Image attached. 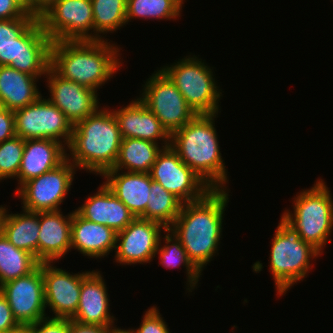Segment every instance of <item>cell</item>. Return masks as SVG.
Segmentation results:
<instances>
[{
  "instance_id": "22",
  "label": "cell",
  "mask_w": 333,
  "mask_h": 333,
  "mask_svg": "<svg viewBox=\"0 0 333 333\" xmlns=\"http://www.w3.org/2000/svg\"><path fill=\"white\" fill-rule=\"evenodd\" d=\"M67 159V148L52 139L25 140L16 190L28 180L43 175Z\"/></svg>"
},
{
  "instance_id": "19",
  "label": "cell",
  "mask_w": 333,
  "mask_h": 333,
  "mask_svg": "<svg viewBox=\"0 0 333 333\" xmlns=\"http://www.w3.org/2000/svg\"><path fill=\"white\" fill-rule=\"evenodd\" d=\"M109 302L103 275L97 269L89 271L82 278L78 309L71 319L80 324L113 327L117 319L110 314Z\"/></svg>"
},
{
  "instance_id": "2",
  "label": "cell",
  "mask_w": 333,
  "mask_h": 333,
  "mask_svg": "<svg viewBox=\"0 0 333 333\" xmlns=\"http://www.w3.org/2000/svg\"><path fill=\"white\" fill-rule=\"evenodd\" d=\"M120 48L106 39L53 41L50 67L62 78L98 91L123 66Z\"/></svg>"
},
{
  "instance_id": "35",
  "label": "cell",
  "mask_w": 333,
  "mask_h": 333,
  "mask_svg": "<svg viewBox=\"0 0 333 333\" xmlns=\"http://www.w3.org/2000/svg\"><path fill=\"white\" fill-rule=\"evenodd\" d=\"M16 18H38V16L30 13L21 0H0V20Z\"/></svg>"
},
{
  "instance_id": "23",
  "label": "cell",
  "mask_w": 333,
  "mask_h": 333,
  "mask_svg": "<svg viewBox=\"0 0 333 333\" xmlns=\"http://www.w3.org/2000/svg\"><path fill=\"white\" fill-rule=\"evenodd\" d=\"M117 233L106 225L90 222L72 212L71 249L88 258L102 259L116 248Z\"/></svg>"
},
{
  "instance_id": "11",
  "label": "cell",
  "mask_w": 333,
  "mask_h": 333,
  "mask_svg": "<svg viewBox=\"0 0 333 333\" xmlns=\"http://www.w3.org/2000/svg\"><path fill=\"white\" fill-rule=\"evenodd\" d=\"M76 171L77 168L66 159L56 168L23 183L14 194L21 199V207L26 211L61 210L60 206L71 189Z\"/></svg>"
},
{
  "instance_id": "27",
  "label": "cell",
  "mask_w": 333,
  "mask_h": 333,
  "mask_svg": "<svg viewBox=\"0 0 333 333\" xmlns=\"http://www.w3.org/2000/svg\"><path fill=\"white\" fill-rule=\"evenodd\" d=\"M163 148L164 146L157 143L138 138L122 139L119 155L112 169L150 173L158 154Z\"/></svg>"
},
{
  "instance_id": "39",
  "label": "cell",
  "mask_w": 333,
  "mask_h": 333,
  "mask_svg": "<svg viewBox=\"0 0 333 333\" xmlns=\"http://www.w3.org/2000/svg\"><path fill=\"white\" fill-rule=\"evenodd\" d=\"M111 327L80 324L69 319V333H110Z\"/></svg>"
},
{
  "instance_id": "3",
  "label": "cell",
  "mask_w": 333,
  "mask_h": 333,
  "mask_svg": "<svg viewBox=\"0 0 333 333\" xmlns=\"http://www.w3.org/2000/svg\"><path fill=\"white\" fill-rule=\"evenodd\" d=\"M107 107H100L73 125L67 159L77 170L83 169L101 176L112 169L117 161L122 138L117 120Z\"/></svg>"
},
{
  "instance_id": "10",
  "label": "cell",
  "mask_w": 333,
  "mask_h": 333,
  "mask_svg": "<svg viewBox=\"0 0 333 333\" xmlns=\"http://www.w3.org/2000/svg\"><path fill=\"white\" fill-rule=\"evenodd\" d=\"M39 19L52 42L94 40L91 0H53Z\"/></svg>"
},
{
  "instance_id": "21",
  "label": "cell",
  "mask_w": 333,
  "mask_h": 333,
  "mask_svg": "<svg viewBox=\"0 0 333 333\" xmlns=\"http://www.w3.org/2000/svg\"><path fill=\"white\" fill-rule=\"evenodd\" d=\"M75 211L84 219L106 225L116 233L124 230L136 218L104 182L97 192L85 198L84 204Z\"/></svg>"
},
{
  "instance_id": "43",
  "label": "cell",
  "mask_w": 333,
  "mask_h": 333,
  "mask_svg": "<svg viewBox=\"0 0 333 333\" xmlns=\"http://www.w3.org/2000/svg\"><path fill=\"white\" fill-rule=\"evenodd\" d=\"M5 210H6V205L5 206L1 205L0 206V233H1L2 219H3V215L5 213Z\"/></svg>"
},
{
  "instance_id": "16",
  "label": "cell",
  "mask_w": 333,
  "mask_h": 333,
  "mask_svg": "<svg viewBox=\"0 0 333 333\" xmlns=\"http://www.w3.org/2000/svg\"><path fill=\"white\" fill-rule=\"evenodd\" d=\"M42 262L45 305L53 312L52 318L71 319L78 309L82 278L89 272L70 273Z\"/></svg>"
},
{
  "instance_id": "42",
  "label": "cell",
  "mask_w": 333,
  "mask_h": 333,
  "mask_svg": "<svg viewBox=\"0 0 333 333\" xmlns=\"http://www.w3.org/2000/svg\"><path fill=\"white\" fill-rule=\"evenodd\" d=\"M110 333H134L130 328L129 329H121V328H117L116 326L111 327Z\"/></svg>"
},
{
  "instance_id": "12",
  "label": "cell",
  "mask_w": 333,
  "mask_h": 333,
  "mask_svg": "<svg viewBox=\"0 0 333 333\" xmlns=\"http://www.w3.org/2000/svg\"><path fill=\"white\" fill-rule=\"evenodd\" d=\"M14 115L15 133L22 139H52L66 148L69 146L72 123L59 108L43 96L26 107L15 110Z\"/></svg>"
},
{
  "instance_id": "5",
  "label": "cell",
  "mask_w": 333,
  "mask_h": 333,
  "mask_svg": "<svg viewBox=\"0 0 333 333\" xmlns=\"http://www.w3.org/2000/svg\"><path fill=\"white\" fill-rule=\"evenodd\" d=\"M51 44L39 17L0 20V66L44 78Z\"/></svg>"
},
{
  "instance_id": "18",
  "label": "cell",
  "mask_w": 333,
  "mask_h": 333,
  "mask_svg": "<svg viewBox=\"0 0 333 333\" xmlns=\"http://www.w3.org/2000/svg\"><path fill=\"white\" fill-rule=\"evenodd\" d=\"M117 120L122 139L138 138L170 146L171 135L162 126L154 113L138 98L131 100L127 106L112 109Z\"/></svg>"
},
{
  "instance_id": "37",
  "label": "cell",
  "mask_w": 333,
  "mask_h": 333,
  "mask_svg": "<svg viewBox=\"0 0 333 333\" xmlns=\"http://www.w3.org/2000/svg\"><path fill=\"white\" fill-rule=\"evenodd\" d=\"M16 135L14 111L0 106V143Z\"/></svg>"
},
{
  "instance_id": "41",
  "label": "cell",
  "mask_w": 333,
  "mask_h": 333,
  "mask_svg": "<svg viewBox=\"0 0 333 333\" xmlns=\"http://www.w3.org/2000/svg\"><path fill=\"white\" fill-rule=\"evenodd\" d=\"M6 333H31L29 325H19L17 328L7 331Z\"/></svg>"
},
{
  "instance_id": "24",
  "label": "cell",
  "mask_w": 333,
  "mask_h": 333,
  "mask_svg": "<svg viewBox=\"0 0 333 333\" xmlns=\"http://www.w3.org/2000/svg\"><path fill=\"white\" fill-rule=\"evenodd\" d=\"M101 176L105 178L106 186L136 218L145 212L152 183L150 173L109 169Z\"/></svg>"
},
{
  "instance_id": "7",
  "label": "cell",
  "mask_w": 333,
  "mask_h": 333,
  "mask_svg": "<svg viewBox=\"0 0 333 333\" xmlns=\"http://www.w3.org/2000/svg\"><path fill=\"white\" fill-rule=\"evenodd\" d=\"M323 179L316 180L310 189H303L293 198V211L285 208L281 216L299 233L300 238L321 254L332 241L333 199Z\"/></svg>"
},
{
  "instance_id": "20",
  "label": "cell",
  "mask_w": 333,
  "mask_h": 333,
  "mask_svg": "<svg viewBox=\"0 0 333 333\" xmlns=\"http://www.w3.org/2000/svg\"><path fill=\"white\" fill-rule=\"evenodd\" d=\"M39 212L38 261L53 262L71 251L72 212Z\"/></svg>"
},
{
  "instance_id": "4",
  "label": "cell",
  "mask_w": 333,
  "mask_h": 333,
  "mask_svg": "<svg viewBox=\"0 0 333 333\" xmlns=\"http://www.w3.org/2000/svg\"><path fill=\"white\" fill-rule=\"evenodd\" d=\"M218 114H198L171 134L170 147L212 189H228L229 181L215 128Z\"/></svg>"
},
{
  "instance_id": "31",
  "label": "cell",
  "mask_w": 333,
  "mask_h": 333,
  "mask_svg": "<svg viewBox=\"0 0 333 333\" xmlns=\"http://www.w3.org/2000/svg\"><path fill=\"white\" fill-rule=\"evenodd\" d=\"M93 10L94 40L104 38L126 26L127 0H91ZM103 34V35H101Z\"/></svg>"
},
{
  "instance_id": "9",
  "label": "cell",
  "mask_w": 333,
  "mask_h": 333,
  "mask_svg": "<svg viewBox=\"0 0 333 333\" xmlns=\"http://www.w3.org/2000/svg\"><path fill=\"white\" fill-rule=\"evenodd\" d=\"M144 83L138 98L154 113L170 135L196 116L184 96L161 69L154 71Z\"/></svg>"
},
{
  "instance_id": "6",
  "label": "cell",
  "mask_w": 333,
  "mask_h": 333,
  "mask_svg": "<svg viewBox=\"0 0 333 333\" xmlns=\"http://www.w3.org/2000/svg\"><path fill=\"white\" fill-rule=\"evenodd\" d=\"M270 244L269 272L275 282L276 295L281 297L307 277L313 268L311 262L322 254L304 242L298 231L282 216Z\"/></svg>"
},
{
  "instance_id": "17",
  "label": "cell",
  "mask_w": 333,
  "mask_h": 333,
  "mask_svg": "<svg viewBox=\"0 0 333 333\" xmlns=\"http://www.w3.org/2000/svg\"><path fill=\"white\" fill-rule=\"evenodd\" d=\"M44 78H47L45 81L50 92L47 99L65 114L72 125L101 107L97 91L62 78L51 67Z\"/></svg>"
},
{
  "instance_id": "28",
  "label": "cell",
  "mask_w": 333,
  "mask_h": 333,
  "mask_svg": "<svg viewBox=\"0 0 333 333\" xmlns=\"http://www.w3.org/2000/svg\"><path fill=\"white\" fill-rule=\"evenodd\" d=\"M166 235H161L159 240V245L156 250V255L160 259V264L165 268H179L180 266H185L186 268V280L188 292H192L198 285V281L201 277V272L191 263L189 260L185 249L183 248L181 242L176 238V236L171 233L168 229L165 231ZM163 236V238H162ZM163 241V246L162 244Z\"/></svg>"
},
{
  "instance_id": "36",
  "label": "cell",
  "mask_w": 333,
  "mask_h": 333,
  "mask_svg": "<svg viewBox=\"0 0 333 333\" xmlns=\"http://www.w3.org/2000/svg\"><path fill=\"white\" fill-rule=\"evenodd\" d=\"M29 326L31 333H69V319L47 317Z\"/></svg>"
},
{
  "instance_id": "34",
  "label": "cell",
  "mask_w": 333,
  "mask_h": 333,
  "mask_svg": "<svg viewBox=\"0 0 333 333\" xmlns=\"http://www.w3.org/2000/svg\"><path fill=\"white\" fill-rule=\"evenodd\" d=\"M139 328H132L134 333H171L157 306H151L142 316Z\"/></svg>"
},
{
  "instance_id": "14",
  "label": "cell",
  "mask_w": 333,
  "mask_h": 333,
  "mask_svg": "<svg viewBox=\"0 0 333 333\" xmlns=\"http://www.w3.org/2000/svg\"><path fill=\"white\" fill-rule=\"evenodd\" d=\"M19 325H31L47 316L42 262L29 274L0 286Z\"/></svg>"
},
{
  "instance_id": "15",
  "label": "cell",
  "mask_w": 333,
  "mask_h": 333,
  "mask_svg": "<svg viewBox=\"0 0 333 333\" xmlns=\"http://www.w3.org/2000/svg\"><path fill=\"white\" fill-rule=\"evenodd\" d=\"M161 224L135 218L124 230L117 232L114 260L119 265L147 264L156 256L161 231Z\"/></svg>"
},
{
  "instance_id": "29",
  "label": "cell",
  "mask_w": 333,
  "mask_h": 333,
  "mask_svg": "<svg viewBox=\"0 0 333 333\" xmlns=\"http://www.w3.org/2000/svg\"><path fill=\"white\" fill-rule=\"evenodd\" d=\"M182 204L176 196L152 180L147 208L139 218L157 222L169 229L179 215Z\"/></svg>"
},
{
  "instance_id": "13",
  "label": "cell",
  "mask_w": 333,
  "mask_h": 333,
  "mask_svg": "<svg viewBox=\"0 0 333 333\" xmlns=\"http://www.w3.org/2000/svg\"><path fill=\"white\" fill-rule=\"evenodd\" d=\"M152 180L176 196L182 203L202 199L212 188L179 158L170 147L158 154L150 171Z\"/></svg>"
},
{
  "instance_id": "30",
  "label": "cell",
  "mask_w": 333,
  "mask_h": 333,
  "mask_svg": "<svg viewBox=\"0 0 333 333\" xmlns=\"http://www.w3.org/2000/svg\"><path fill=\"white\" fill-rule=\"evenodd\" d=\"M39 263L32 254L16 248L0 233V286L29 274Z\"/></svg>"
},
{
  "instance_id": "26",
  "label": "cell",
  "mask_w": 333,
  "mask_h": 333,
  "mask_svg": "<svg viewBox=\"0 0 333 333\" xmlns=\"http://www.w3.org/2000/svg\"><path fill=\"white\" fill-rule=\"evenodd\" d=\"M21 210L13 214L6 207L1 233L16 248L27 251L38 260L39 212Z\"/></svg>"
},
{
  "instance_id": "33",
  "label": "cell",
  "mask_w": 333,
  "mask_h": 333,
  "mask_svg": "<svg viewBox=\"0 0 333 333\" xmlns=\"http://www.w3.org/2000/svg\"><path fill=\"white\" fill-rule=\"evenodd\" d=\"M24 144L25 140L17 135L0 143V181L9 178L17 179Z\"/></svg>"
},
{
  "instance_id": "38",
  "label": "cell",
  "mask_w": 333,
  "mask_h": 333,
  "mask_svg": "<svg viewBox=\"0 0 333 333\" xmlns=\"http://www.w3.org/2000/svg\"><path fill=\"white\" fill-rule=\"evenodd\" d=\"M18 326L6 297L0 291V333H6Z\"/></svg>"
},
{
  "instance_id": "40",
  "label": "cell",
  "mask_w": 333,
  "mask_h": 333,
  "mask_svg": "<svg viewBox=\"0 0 333 333\" xmlns=\"http://www.w3.org/2000/svg\"><path fill=\"white\" fill-rule=\"evenodd\" d=\"M23 6L38 17L49 6V0H21Z\"/></svg>"
},
{
  "instance_id": "1",
  "label": "cell",
  "mask_w": 333,
  "mask_h": 333,
  "mask_svg": "<svg viewBox=\"0 0 333 333\" xmlns=\"http://www.w3.org/2000/svg\"><path fill=\"white\" fill-rule=\"evenodd\" d=\"M229 190L211 189L202 199L183 203L168 229L181 242L191 263L202 273L219 254ZM225 209V210H224Z\"/></svg>"
},
{
  "instance_id": "32",
  "label": "cell",
  "mask_w": 333,
  "mask_h": 333,
  "mask_svg": "<svg viewBox=\"0 0 333 333\" xmlns=\"http://www.w3.org/2000/svg\"><path fill=\"white\" fill-rule=\"evenodd\" d=\"M185 0H127L126 21L132 19L177 20Z\"/></svg>"
},
{
  "instance_id": "25",
  "label": "cell",
  "mask_w": 333,
  "mask_h": 333,
  "mask_svg": "<svg viewBox=\"0 0 333 333\" xmlns=\"http://www.w3.org/2000/svg\"><path fill=\"white\" fill-rule=\"evenodd\" d=\"M38 80L10 66H0V106L15 111L37 101L42 96Z\"/></svg>"
},
{
  "instance_id": "8",
  "label": "cell",
  "mask_w": 333,
  "mask_h": 333,
  "mask_svg": "<svg viewBox=\"0 0 333 333\" xmlns=\"http://www.w3.org/2000/svg\"><path fill=\"white\" fill-rule=\"evenodd\" d=\"M192 56H184L160 69L175 84L196 115L218 114L221 110L218 104L223 94L220 86H217L213 68L198 56Z\"/></svg>"
}]
</instances>
